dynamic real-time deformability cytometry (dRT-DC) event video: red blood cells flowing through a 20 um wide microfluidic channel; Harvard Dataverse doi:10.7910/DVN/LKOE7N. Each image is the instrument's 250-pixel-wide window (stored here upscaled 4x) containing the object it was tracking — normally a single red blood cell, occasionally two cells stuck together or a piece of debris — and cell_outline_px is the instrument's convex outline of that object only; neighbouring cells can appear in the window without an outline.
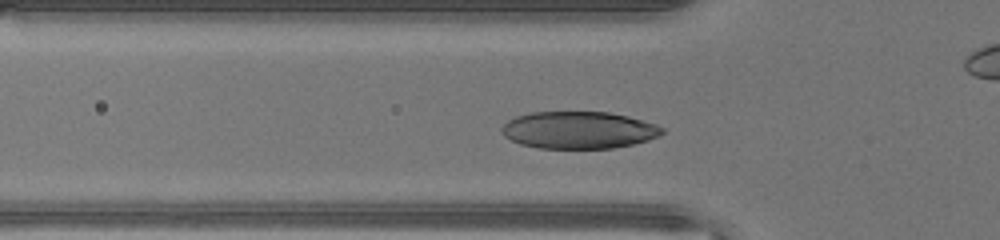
{"species": "human", "species_latin": "Homo sapiens", "temperature_condition": "warm", "stored_images_in_passage": 35, "camera_frame_rate_fps": 3000, "um_per_image_px": 0.085, "donor": {"sex": "male"}, "frame": {"image": 1, "passage_image": 9, "time_ms": 2.667, "image_size_px": [1000, 240], "cell_outline_px": [[664, 132], [660, 136], [648, 140], [632, 144], [612, 148], [540, 148], [520, 144], [504, 136], [500, 132], [500, 128], [508, 120], [516, 116], [532, 112], [608, 112], [628, 116], [656, 124], [664, 128]], "centroid_in_image_um": [49.18, 11.05], "position_along_channel_um": 76.6, "area_um2": 34.8}}
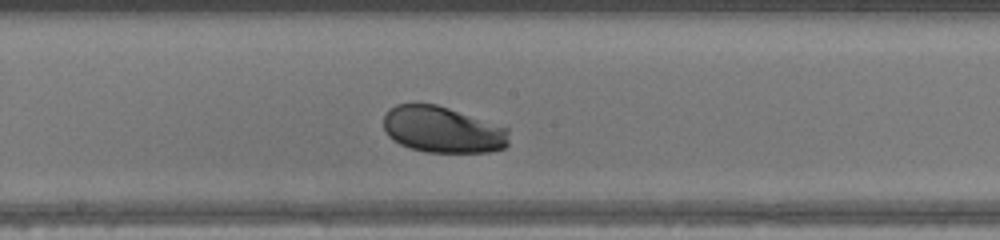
{"frame": {"image": 2, "passage_image": 18, "time_ms": 5.667, "image_size_px": [1000, 240], "cell_outline_px": [[508, 144], [504, 148], [488, 152], [424, 152], [400, 144], [392, 140], [388, 136], [384, 128], [384, 116], [388, 108], [396, 104], [416, 100], [436, 104], [508, 128]], "centroid_in_image_um": [37.55, 10.99], "position_along_channel_um": 210.6, "area_um2": 34.33}}
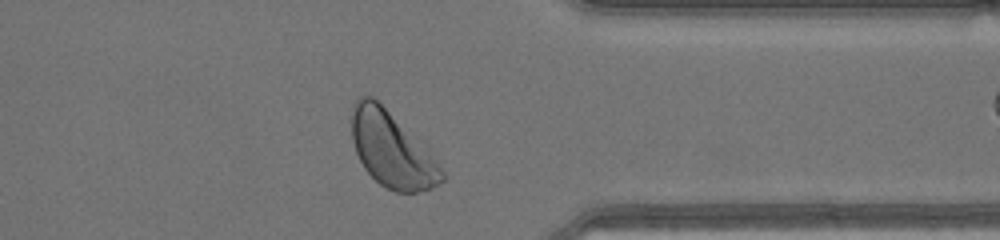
{"frame": {"image": 3, "passage_image": 30, "time_ms": 9.667, "image_size_px": [1000, 240], "cell_outline_px": [[444, 180], [440, 184], [432, 188], [416, 192], [396, 192], [380, 184], [364, 168], [356, 152], [352, 140], [352, 104], [360, 96], [372, 96], [428, 152], [444, 172]], "centroid_in_image_um": [33.26, 12.75], "position_along_channel_um": 378.1, "area_um2": 38.26}, "authors_computed_cell_mechanics": {"area_um2": 35.0268, "velocity_mm_per_s": 4.4347, "shape_relaxation_time_tau1_ms": 1.0919, "shape_relaxation_time_tau2_ms": null, "deformation_change_tau1": 0.1122, "deformation_change_tau2": null}}